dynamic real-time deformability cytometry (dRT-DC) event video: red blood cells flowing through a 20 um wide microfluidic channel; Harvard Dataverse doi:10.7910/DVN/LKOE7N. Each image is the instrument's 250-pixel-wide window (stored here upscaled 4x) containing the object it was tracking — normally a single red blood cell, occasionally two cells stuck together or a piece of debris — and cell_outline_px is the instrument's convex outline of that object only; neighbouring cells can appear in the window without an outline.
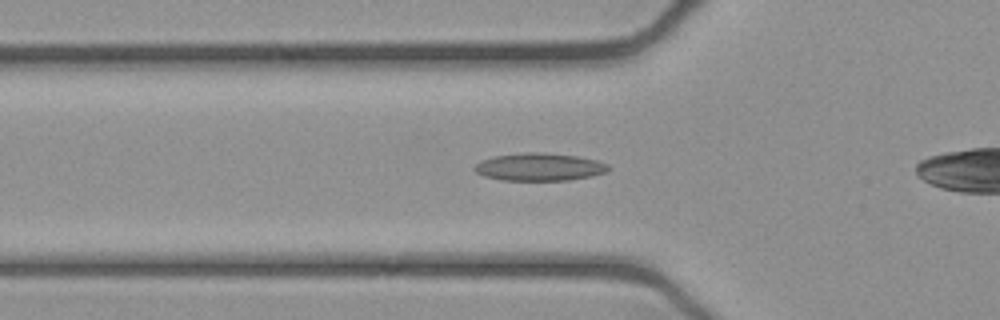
{"species": "common noctule bat (a hibernating species)", "species_latin": "Nyctalus noctula", "temperature_condition": "cold", "stored_images_in_passage": 39, "segment_of_instrument_passage": [1, 2], "camera_frame_rate_fps": 3000, "um_per_image_px": 0.085, "animal": {"sex": "female", "body_mass_g": 21.9}, "frame": {"image": 1, "passage_image": 10, "time_ms": 3.0, "image_size_px": [1000, 320], "cell_outline_px": [[612, 168], [604, 172], [592, 176], [568, 180], [500, 180], [484, 176], [476, 172], [472, 168], [480, 160], [496, 156], [524, 152], [544, 152], [576, 156], [596, 160], [608, 164]], "centroid_in_image_um": [45.84, 14.19], "position_along_channel_um": 80.0, "area_um2": 21.62}}
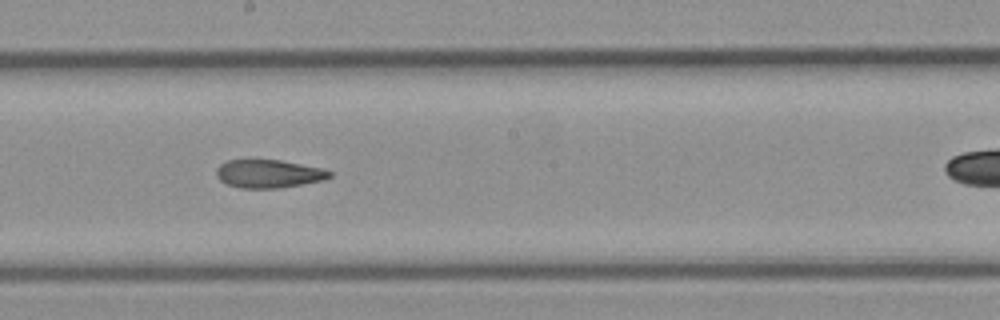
{"frame": {"image": 2, "passage_image": 21, "time_ms": 6.667, "image_size_px": [1000, 320], "cell_outline_px": [[332, 176], [324, 180], [280, 188], [240, 188], [228, 184], [220, 180], [216, 176], [216, 168], [220, 164], [228, 160], [280, 160], [324, 168], [332, 172]], "centroid_in_image_um": [22.85, 14.77], "position_along_channel_um": 225.3, "area_um2": 18.67}}
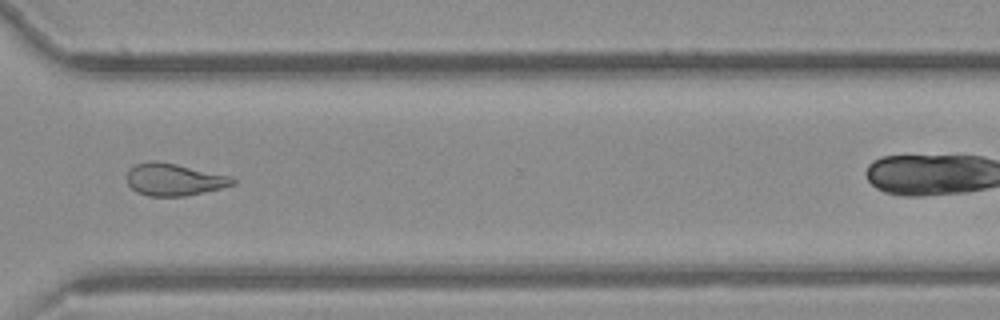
{"frame": {"image": 3, "passage_image": 31, "time_ms": 10.0, "image_size_px": [1000, 320], "cell_outline_px": [[236, 184], [204, 192], [184, 196], [148, 196], [136, 192], [128, 184], [128, 168], [136, 164], [152, 160], [156, 160], [176, 164], [232, 176], [236, 180]], "centroid_in_image_um": [14.8, 15.26], "position_along_channel_um": 355.8, "area_um2": 19.88}}